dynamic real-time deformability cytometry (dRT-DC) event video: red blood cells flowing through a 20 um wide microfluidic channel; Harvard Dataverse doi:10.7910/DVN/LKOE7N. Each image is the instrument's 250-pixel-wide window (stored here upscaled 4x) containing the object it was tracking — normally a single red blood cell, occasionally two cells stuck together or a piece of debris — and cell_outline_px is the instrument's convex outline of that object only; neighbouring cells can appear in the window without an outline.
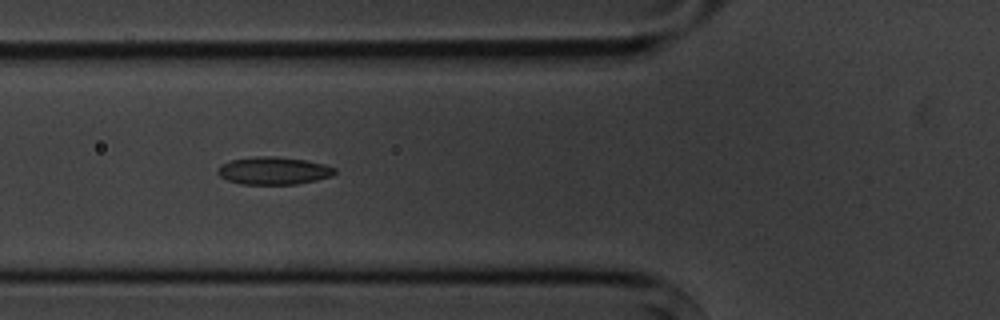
{"species": "common noctule bat (a hibernating species)", "species_latin": "Nyctalus noctula", "temperature_condition": "cold", "stored_images_in_passage": 6, "camera_frame_rate_fps": 3000, "um_per_image_px": 0.085, "animal": {"sex": "male", "body_mass_g": 20.1, "forearm_length_mm": 53.5}, "frame": {"image": 1, "passage_image": 2, "time_ms": 1.0, "image_size_px": [1000, 320], "cell_outline_px": [[336, 172], [332, 176], [316, 180], [296, 184], [240, 184], [228, 180], [220, 176], [216, 172], [216, 168], [220, 164], [232, 160], [256, 156], [276, 156], [304, 160], [324, 164], [336, 168]], "centroid_in_image_um": [23.23, 14.51], "position_along_channel_um": 102.6, "area_um2": 18.9}}
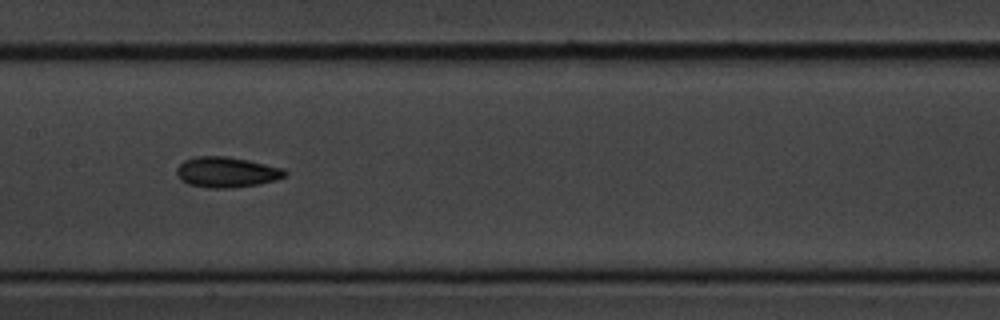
{"frame": {"image": 2, "passage_image": 4, "time_ms": 3.333, "image_size_px": [1000, 320], "cell_outline_px": [[288, 176], [276, 180], [260, 184], [232, 188], [208, 188], [188, 184], [180, 180], [176, 172], [176, 168], [184, 160], [196, 156], [224, 156], [248, 160], [284, 168], [288, 172]], "centroid_in_image_um": [19.28, 14.64], "position_along_channel_um": 188.1, "area_um2": 19.48}}
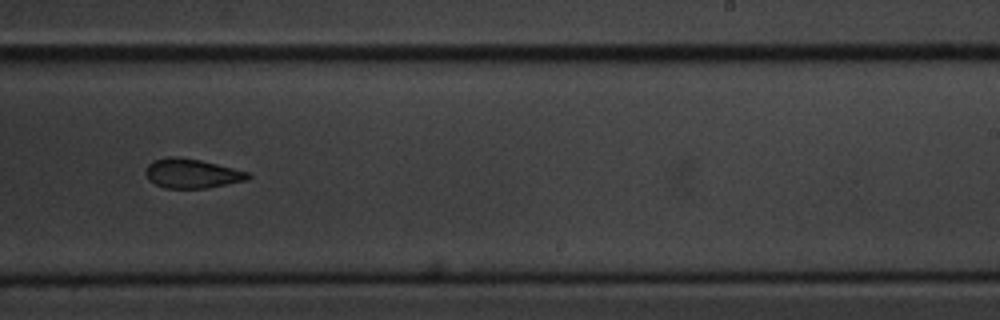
{"frame": {"image": 3, "passage_image": 6, "time_ms": 5.667, "image_size_px": [1000, 320], "cell_outline_px": [[252, 176], [248, 180], [208, 188], [164, 188], [148, 180], [144, 172], [148, 164], [152, 160], [168, 156], [172, 156], [200, 160], [248, 172]], "centroid_in_image_um": [16.28, 14.75], "position_along_channel_um": 272.7, "area_um2": 17.57}}